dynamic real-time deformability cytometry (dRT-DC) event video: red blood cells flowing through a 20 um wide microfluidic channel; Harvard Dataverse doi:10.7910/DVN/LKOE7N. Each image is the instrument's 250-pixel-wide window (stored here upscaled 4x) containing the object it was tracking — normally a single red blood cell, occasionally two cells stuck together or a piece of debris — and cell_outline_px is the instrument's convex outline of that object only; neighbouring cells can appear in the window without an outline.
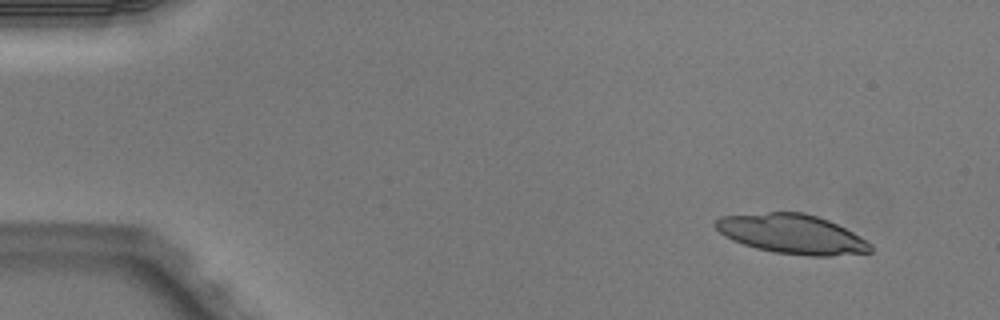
{"species": "Egyptian fruit bat (a non-hibernating species)", "species_latin": "Rousettus aegyptiacus", "temperature_condition": "warm", "stored_images_in_passage": 5, "camera_frame_rate_fps": 3000, "um_per_image_px": 0.085, "animal": {"sex": "male"}, "frame": {"image": 1, "passage_image": 2, "time_ms": 0.333, "image_size_px": [1000, 320], "cell_outline_px": [[872, 252], [832, 256], [812, 256], [772, 252], [756, 248], [732, 240], [724, 236], [712, 224], [720, 216], [768, 212], [804, 212], [828, 220], [860, 236], [872, 244]], "centroid_in_image_um": [67.31, 19.89], "position_along_channel_um": 17.7, "area_um2": 35.66}}